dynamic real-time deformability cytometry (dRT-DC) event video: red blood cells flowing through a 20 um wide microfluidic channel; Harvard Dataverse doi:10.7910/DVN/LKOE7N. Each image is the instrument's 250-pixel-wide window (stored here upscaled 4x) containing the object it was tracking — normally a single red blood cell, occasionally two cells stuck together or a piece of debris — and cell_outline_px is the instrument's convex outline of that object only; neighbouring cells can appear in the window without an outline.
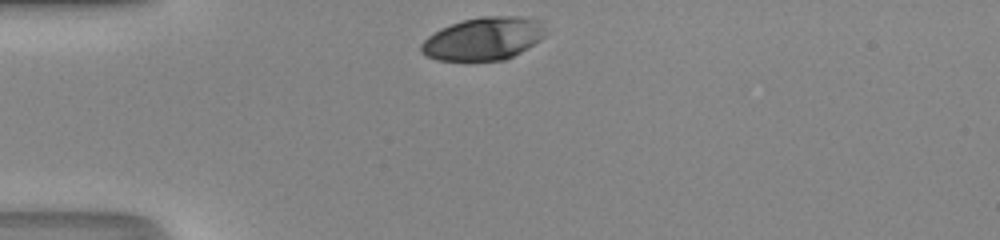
{"species": "human", "species_latin": "Homo sapiens", "temperature_condition": "room temperature", "stored_images_in_passage": 28, "camera_frame_rate_fps": 3000, "um_per_image_px": 0.085, "donor": {"sex": "male"}, "frame": {"image": 1, "passage_image": 1, "time_ms": 0.0, "image_size_px": [1000, 240], "cell_outline_px": [[544, 36], [540, 40], [528, 48], [504, 60], [436, 60], [420, 52], [420, 44], [428, 36], [440, 28], [464, 20], [480, 16], [520, 16], [540, 20]], "centroid_in_image_um": [41.07, 3.28], "position_along_channel_um": 43.9, "area_um2": 30.87}}
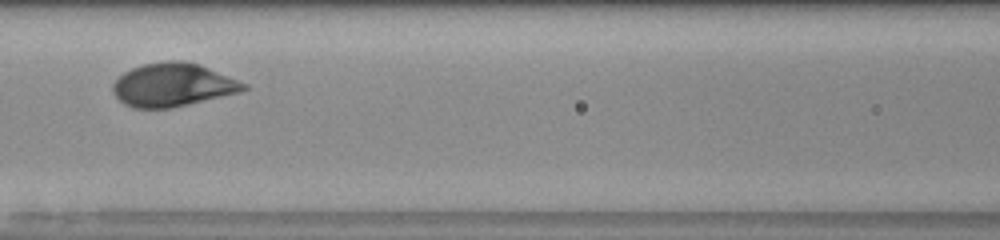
{"frame": {"image": 2, "passage_image": 11, "time_ms": 3.333, "image_size_px": [1000, 240], "cell_outline_px": [[248, 88], [240, 92], [188, 104], [168, 108], [132, 108], [124, 104], [112, 92], [112, 84], [124, 72], [132, 68], [144, 64], [168, 60], [180, 60], [200, 64], [248, 84]], "centroid_in_image_um": [14.68, 7.21], "position_along_channel_um": 151.9, "area_um2": 32.95}}
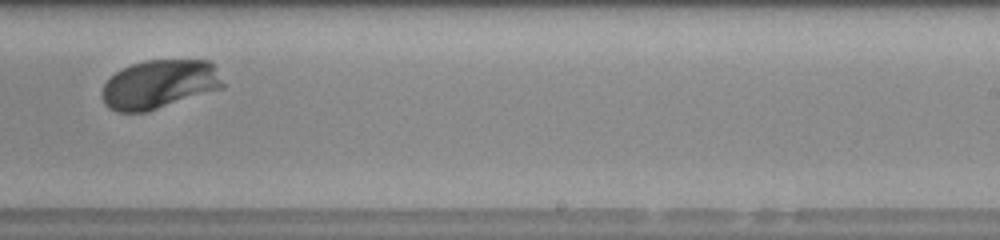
{"frame": {"image": 3, "passage_image": 20, "time_ms": 6.333, "image_size_px": [1000, 240], "cell_outline_px": [[224, 88], [148, 112], [116, 112], [108, 108], [104, 104], [100, 92], [104, 84], [116, 72], [132, 64], [148, 60], [208, 60], [212, 64], [224, 84]], "centroid_in_image_um": [13.52, 7.19], "position_along_channel_um": 275.5, "area_um2": 34.51}, "authors_computed_cell_mechanics": {"area_um2": 32.6859, "velocity_mm_per_s": 4.1381, "shape_relaxation_time_tau1_ms": 1.782, "shape_relaxation_time_tau2_ms": null, "deformation_change_tau1": 0.1417, "deformation_change_tau2": null}}